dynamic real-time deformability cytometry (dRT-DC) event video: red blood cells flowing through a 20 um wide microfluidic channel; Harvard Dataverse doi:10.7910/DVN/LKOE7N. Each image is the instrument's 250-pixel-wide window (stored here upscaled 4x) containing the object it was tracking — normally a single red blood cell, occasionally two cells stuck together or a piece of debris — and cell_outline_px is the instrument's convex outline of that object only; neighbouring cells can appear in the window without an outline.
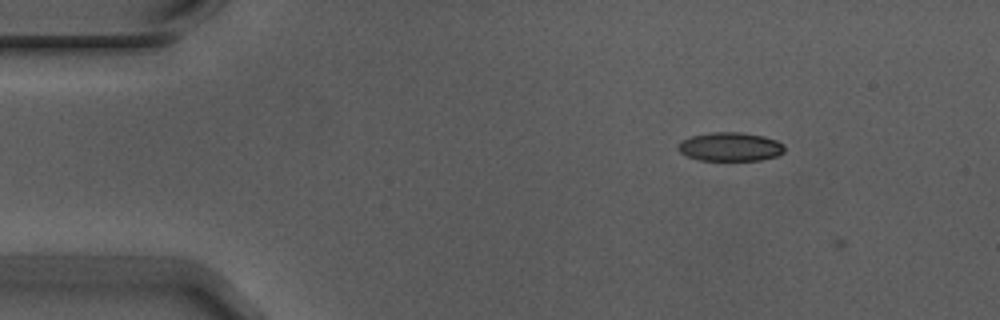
{"species": "Egyptian fruit bat (a non-hibernating species)", "species_latin": "Rousettus aegyptiacus", "temperature_condition": "warm", "stored_images_in_passage": 3, "camera_frame_rate_fps": 3000, "um_per_image_px": 0.085, "animal": {"sex": "male"}, "frame": {"image": 1, "passage_image": 2, "time_ms": 0.333, "image_size_px": [1000, 320], "cell_outline_px": [[784, 152], [776, 156], [760, 160], [700, 160], [688, 156], [680, 152], [676, 148], [684, 140], [692, 136], [712, 132], [740, 132], [764, 136], [776, 140], [784, 144]], "centroid_in_image_um": [62.1, 12.47], "position_along_channel_um": 22.9, "area_um2": 17.69}}